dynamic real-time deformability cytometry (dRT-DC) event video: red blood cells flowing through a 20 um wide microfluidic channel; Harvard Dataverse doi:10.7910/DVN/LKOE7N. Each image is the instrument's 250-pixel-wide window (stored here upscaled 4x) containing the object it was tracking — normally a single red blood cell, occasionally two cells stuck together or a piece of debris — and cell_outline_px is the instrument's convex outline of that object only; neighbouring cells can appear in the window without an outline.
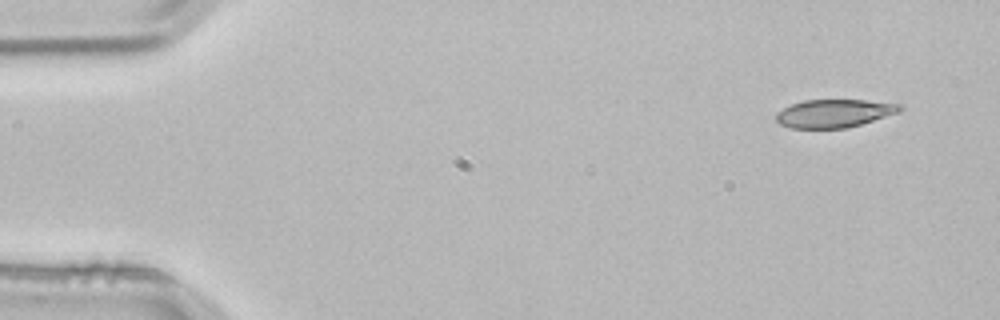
{"species": "common noctule bat (a hibernating species)", "species_latin": "Nyctalus noctula", "temperature_condition": "room temperature", "stored_images_in_passage": 2, "camera_frame_rate_fps": 3000, "um_per_image_px": 0.085, "animal": {"sex": "male", "body_mass_g": 21.5, "forearm_length_mm": 52.0}, "frame": {"image": 1, "passage_image": 1, "time_ms": 0.0, "image_size_px": [1000, 320], "cell_outline_px": [[904, 108], [900, 112], [860, 124], [844, 128], [792, 128], [780, 124], [776, 120], [776, 112], [792, 104], [804, 100], [864, 100], [900, 104]], "centroid_in_image_um": [70.9, 9.63], "position_along_channel_um": 14.1, "area_um2": 20.11}}